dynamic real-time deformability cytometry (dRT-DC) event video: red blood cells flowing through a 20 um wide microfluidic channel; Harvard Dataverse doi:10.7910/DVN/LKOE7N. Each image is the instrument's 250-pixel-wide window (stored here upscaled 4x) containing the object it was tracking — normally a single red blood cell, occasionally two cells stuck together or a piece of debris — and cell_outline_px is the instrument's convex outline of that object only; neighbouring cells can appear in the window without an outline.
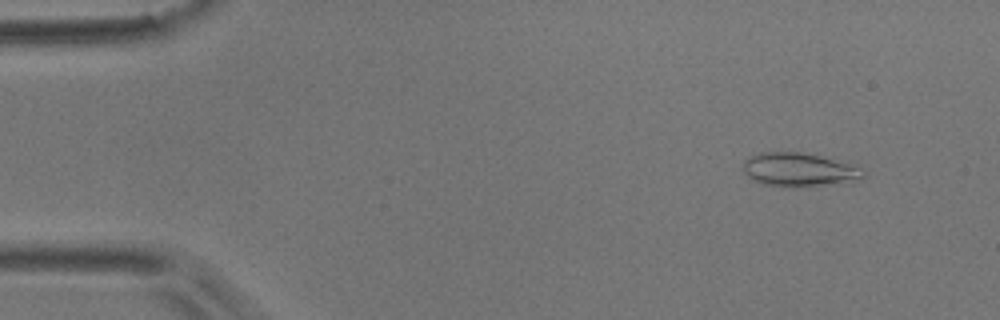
{"species": "common noctule bat (a hibernating species)", "species_latin": "Nyctalus noctula", "temperature_condition": "room temperature", "stored_images_in_passage": 16, "camera_frame_rate_fps": 3000, "um_per_image_px": 0.085, "animal": {"sex": "male", "body_mass_g": 17.9}, "frame": {"image": 1, "passage_image": 5, "time_ms": 1.333, "image_size_px": [1000, 320], "cell_outline_px": [[868, 176], [852, 184], [796, 188], [792, 188], [764, 184], [752, 180], [744, 172], [744, 160], [748, 156], [760, 152], [800, 152], [820, 156], [848, 164], [860, 168]], "centroid_in_image_um": [67.98, 14.47], "position_along_channel_um": 17.0, "area_um2": 24.28}}